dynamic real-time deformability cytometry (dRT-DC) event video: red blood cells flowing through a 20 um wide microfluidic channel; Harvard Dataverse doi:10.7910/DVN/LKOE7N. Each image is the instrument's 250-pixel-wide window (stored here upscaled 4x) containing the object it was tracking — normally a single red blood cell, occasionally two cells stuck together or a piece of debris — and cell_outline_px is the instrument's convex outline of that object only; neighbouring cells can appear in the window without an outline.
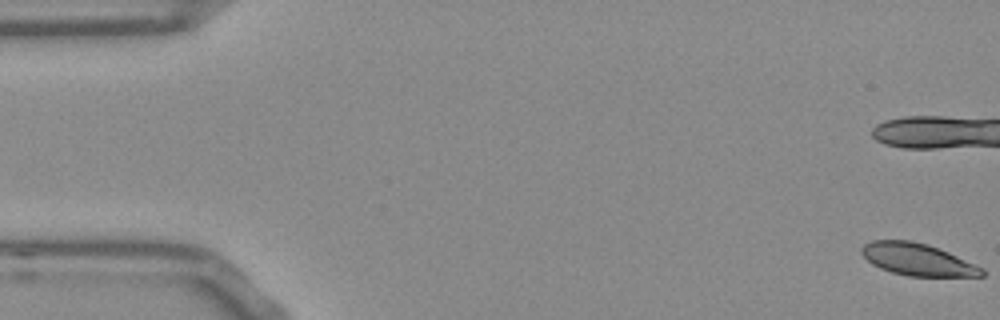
{"species": "Egyptian fruit bat (a non-hibernating species)", "species_latin": "Rousettus aegyptiacus", "temperature_condition": "room temperature", "stored_images_in_passage": 15, "camera_frame_rate_fps": 3000, "um_per_image_px": 0.085, "frame": {"image": 1, "passage_image": 1, "time_ms": 0.0, "image_size_px": [1000, 320], "cell_outline_px": [[984, 276], [908, 276], [892, 272], [880, 268], [872, 264], [860, 252], [860, 248], [864, 244], [872, 240], [912, 240], [928, 244], [948, 252], [984, 268]], "centroid_in_image_um": [77.97, 22.04], "position_along_channel_um": 7.0, "area_um2": 22.48}}